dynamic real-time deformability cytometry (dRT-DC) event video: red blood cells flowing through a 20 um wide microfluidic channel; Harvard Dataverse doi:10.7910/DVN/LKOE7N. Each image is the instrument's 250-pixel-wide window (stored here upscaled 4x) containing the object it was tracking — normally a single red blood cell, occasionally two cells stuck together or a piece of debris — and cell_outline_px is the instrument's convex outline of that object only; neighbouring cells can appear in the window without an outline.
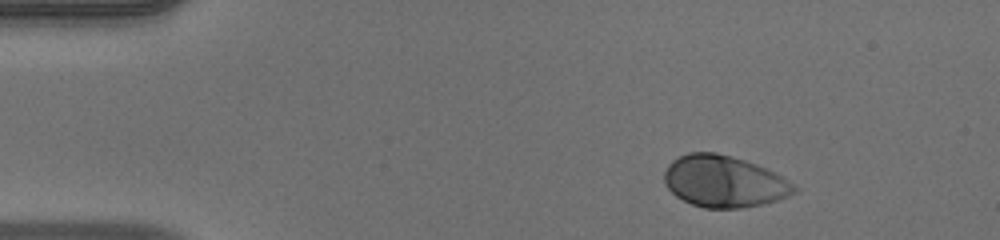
{"species": "human", "species_latin": "Homo sapiens", "temperature_condition": "warm", "stored_images_in_passage": 46, "camera_frame_rate_fps": 3000, "um_per_image_px": 0.085, "donor": {"sex": "male"}, "frame": {"image": 1, "passage_image": 1, "time_ms": 0.0, "image_size_px": [1000, 240], "cell_outline_px": [[752, 204], [728, 208], [708, 208], [684, 200], [668, 184], [668, 168], [676, 160], [684, 156], [696, 152], [708, 152], [724, 156], [736, 160]], "centroid_in_image_um": [60.25, 15.37], "position_along_channel_um": 24.8, "area_um2": 25.66}}
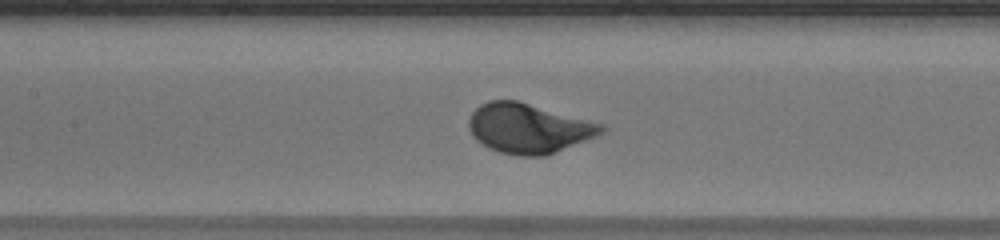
{"frame": {"image": 2, "passage_image": 18, "time_ms": 5.667, "image_size_px": [1000, 240], "cell_outline_px": [[596, 128], [592, 132], [576, 140], [548, 152], [508, 152], [496, 148], [480, 140], [476, 136], [472, 128], [472, 116], [484, 104], [496, 100], [512, 100]], "centroid_in_image_um": [44.59, 10.85], "position_along_channel_um": 162.8, "area_um2": 31.27}}
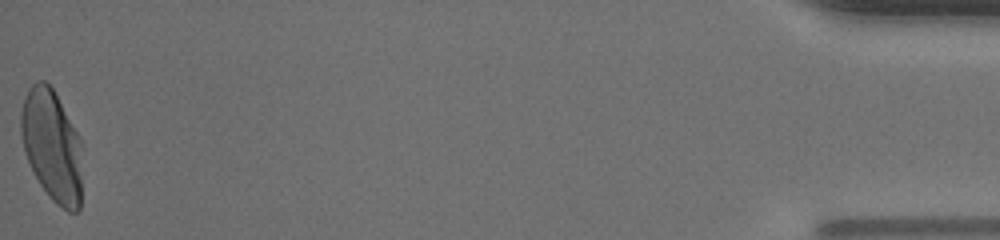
{"frame": {"image": 3, "passage_image": 46, "time_ms": 15.0, "image_size_px": [1000, 240], "cell_outline_px": [[80, 204], [76, 208], [64, 208], [44, 188], [32, 168], [24, 144], [24, 104], [44, 84], [48, 84], [52, 88], [56, 96], [64, 116], [68, 128], [80, 184]], "centroid_in_image_um": [4.35, 12.53], "position_along_channel_um": 430.8, "area_um2": 32.71}, "authors_computed_cell_mechanics": {"area_um2": 30.923, "velocity_mm_per_s": 3.918, "shape_relaxation_time_tau1_ms": 2.3756, "shape_relaxation_time_tau2_ms": null, "deformation_change_tau1": 0.1563, "deformation_change_tau2": null}}